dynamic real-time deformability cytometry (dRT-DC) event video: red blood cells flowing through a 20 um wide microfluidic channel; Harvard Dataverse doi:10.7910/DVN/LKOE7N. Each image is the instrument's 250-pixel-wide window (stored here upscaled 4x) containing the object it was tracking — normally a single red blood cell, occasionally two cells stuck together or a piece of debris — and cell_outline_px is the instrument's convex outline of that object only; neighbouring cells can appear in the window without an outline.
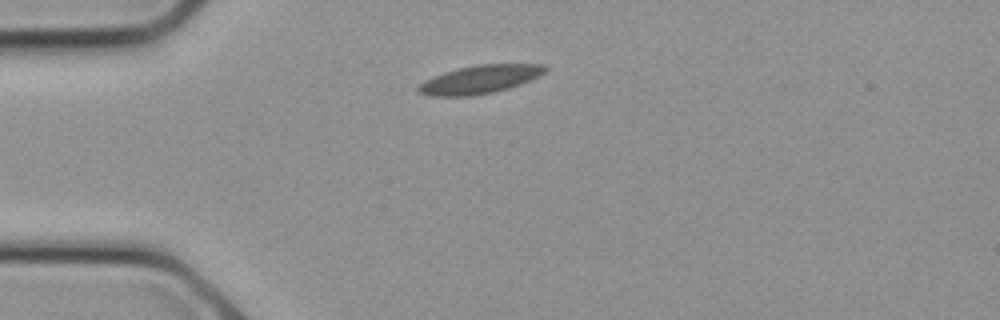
{"species": "common noctule bat (a hibernating species)", "species_latin": "Nyctalus noctula", "temperature_condition": "cold", "stored_images_in_passage": 4, "camera_frame_rate_fps": 3000, "um_per_image_px": 0.085, "animal": {"sex": "female", "body_mass_g": 21.9}, "frame": {"image": 1, "passage_image": 1, "time_ms": 0.0, "image_size_px": [1000, 320], "cell_outline_px": [[548, 72], [540, 76], [520, 84], [508, 88], [492, 92], [472, 96], [428, 96], [416, 92], [416, 88], [424, 80], [444, 72], [456, 68], [476, 64], [544, 64], [548, 68]], "centroid_in_image_um": [40.78, 6.74], "position_along_channel_um": 44.2, "area_um2": 21.15}}
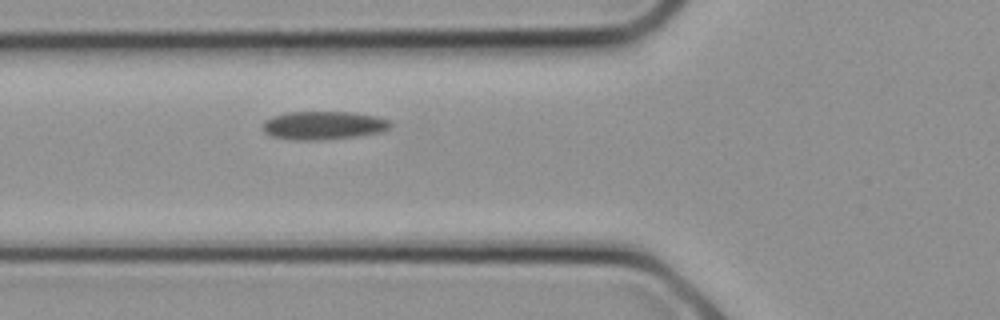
{"frame": {"image": 2, "passage_image": 4, "time_ms": 1.0, "image_size_px": [1000, 320], "cell_outline_px": [[392, 124], [384, 132], [360, 136], [324, 140], [292, 140], [272, 136], [264, 132], [264, 120], [272, 116], [292, 112], [352, 112], [376, 116], [392, 120]], "centroid_in_image_um": [27.55, 10.66], "position_along_channel_um": 98.2, "area_um2": 21.33}}